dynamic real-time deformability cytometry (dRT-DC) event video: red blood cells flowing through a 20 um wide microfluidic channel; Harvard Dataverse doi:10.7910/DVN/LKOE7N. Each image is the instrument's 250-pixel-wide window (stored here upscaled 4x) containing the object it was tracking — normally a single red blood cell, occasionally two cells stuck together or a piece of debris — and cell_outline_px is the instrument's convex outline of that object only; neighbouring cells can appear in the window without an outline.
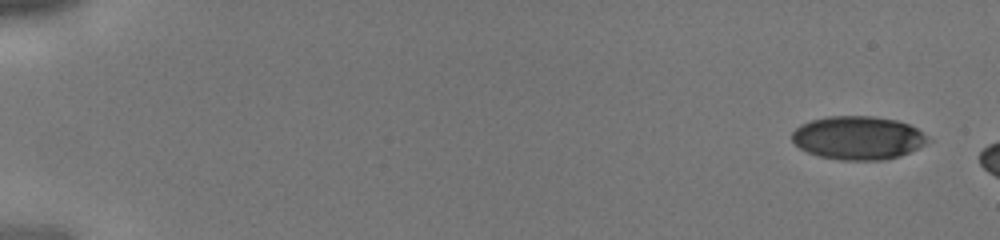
{"species": "human", "species_latin": "Homo sapiens", "temperature_condition": "cold", "stored_images_in_passage": 4, "camera_frame_rate_fps": 3000, "um_per_image_px": 0.085, "donor": {"sex": "male"}, "frame": {"image": 1, "passage_image": 1, "time_ms": 0.0, "image_size_px": [1000, 240], "cell_outline_px": [[932, 140], [900, 156], [884, 160], [840, 160], [820, 156], [808, 152], [800, 148], [792, 140], [792, 132], [800, 124], [812, 120], [828, 116], [872, 116], [896, 120], [908, 124], [916, 128]], "centroid_in_image_um": [72.92, 11.71], "position_along_channel_um": 12.1, "area_um2": 34.22}}